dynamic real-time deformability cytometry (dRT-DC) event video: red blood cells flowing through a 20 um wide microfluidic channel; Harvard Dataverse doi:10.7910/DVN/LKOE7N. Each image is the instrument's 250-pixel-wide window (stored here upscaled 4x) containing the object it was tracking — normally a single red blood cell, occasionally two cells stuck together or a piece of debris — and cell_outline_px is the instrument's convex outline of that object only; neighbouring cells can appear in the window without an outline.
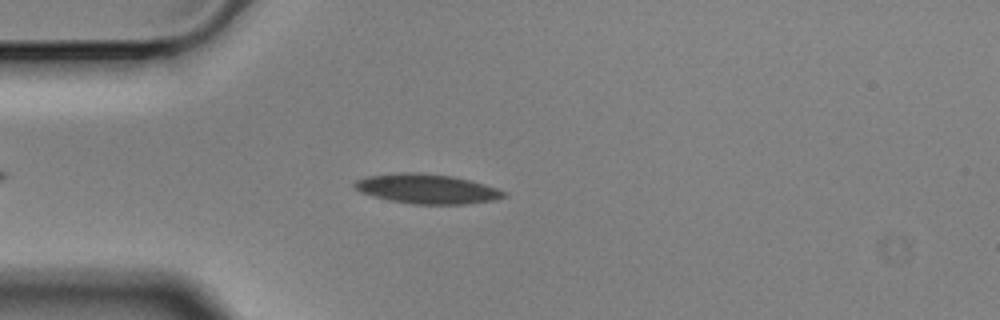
{"species": "Egyptian fruit bat (a non-hibernating species)", "species_latin": "Rousettus aegyptiacus", "temperature_condition": "cold", "stored_images_in_passage": 3, "camera_frame_rate_fps": 3000, "um_per_image_px": 0.085, "animal": {"sex": "male"}, "frame": {"image": 1, "passage_image": 2, "time_ms": 0.333, "image_size_px": [1000, 320], "cell_outline_px": [[508, 196], [496, 200], [464, 204], [412, 204], [388, 200], [360, 192], [352, 184], [356, 180], [368, 176], [396, 172], [420, 172], [452, 176], [484, 184], [496, 188], [504, 192]], "centroid_in_image_um": [36.27, 16.05], "position_along_channel_um": 48.7, "area_um2": 25.78}}